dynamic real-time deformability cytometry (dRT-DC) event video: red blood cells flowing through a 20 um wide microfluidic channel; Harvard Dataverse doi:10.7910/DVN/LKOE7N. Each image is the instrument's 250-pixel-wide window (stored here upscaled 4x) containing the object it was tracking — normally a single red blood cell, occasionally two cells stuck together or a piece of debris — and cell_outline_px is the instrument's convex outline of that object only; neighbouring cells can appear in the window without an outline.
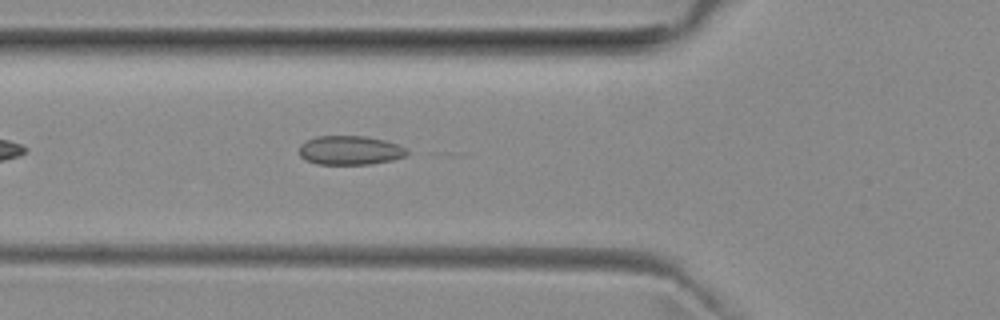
{"species": "common noctule bat (a hibernating species)", "species_latin": "Nyctalus noctula", "temperature_condition": "room temperature", "stored_images_in_passage": 16, "camera_frame_rate_fps": 3000, "um_per_image_px": 0.085, "animal": {"sex": "female", "body_mass_g": 29.2, "forearm_length_mm": 56.3}, "frame": {"image": 1, "passage_image": 5, "time_ms": 1.333, "image_size_px": [1000, 320], "cell_outline_px": [[412, 152], [404, 156], [392, 160], [372, 164], [316, 164], [300, 156], [300, 144], [316, 136], [368, 136], [384, 140], [396, 144]], "centroid_in_image_um": [29.77, 12.77], "position_along_channel_um": 96.0, "area_um2": 18.21}}
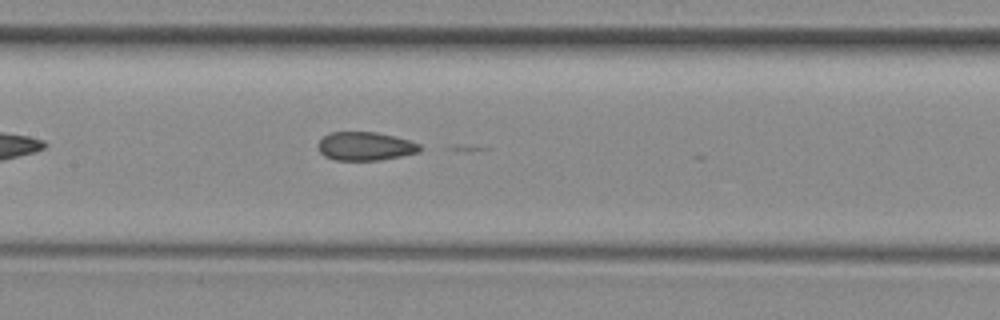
{"frame": {"image": 2, "passage_image": 11, "time_ms": 3.333, "image_size_px": [1000, 320], "cell_outline_px": [[428, 148], [420, 152], [380, 160], [336, 160], [324, 156], [320, 152], [316, 144], [324, 136], [332, 132], [376, 132], [408, 140], [420, 144]], "centroid_in_image_um": [31.08, 12.43], "position_along_channel_um": 176.3, "area_um2": 17.05}}
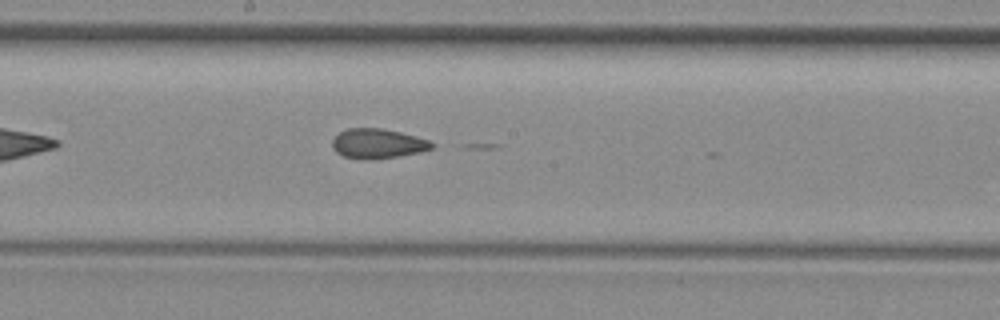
{"frame": {"image": 3, "passage_image": 14, "time_ms": 4.333, "image_size_px": [1000, 320], "cell_outline_px": [[436, 144], [432, 148], [420, 152], [372, 160], [368, 160], [344, 156], [336, 152], [332, 148], [332, 140], [340, 132], [348, 128], [380, 128], [400, 132], [416, 136], [428, 140]], "centroid_in_image_um": [32.1, 12.2], "position_along_channel_um": 216.1, "area_um2": 17.17}}